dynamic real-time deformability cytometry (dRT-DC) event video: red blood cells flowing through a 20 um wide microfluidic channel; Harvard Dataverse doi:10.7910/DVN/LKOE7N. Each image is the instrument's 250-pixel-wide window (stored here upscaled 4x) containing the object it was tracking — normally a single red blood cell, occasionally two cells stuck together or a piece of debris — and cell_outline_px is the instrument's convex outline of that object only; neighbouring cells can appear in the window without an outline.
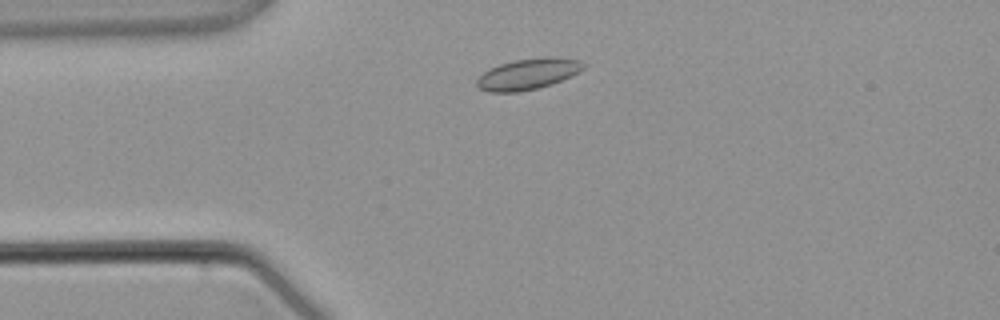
{"species": "common noctule bat (a hibernating species)", "species_latin": "Nyctalus noctula", "temperature_condition": "warm", "stored_images_in_passage": 1, "camera_frame_rate_fps": 3000, "um_per_image_px": 0.085, "animal": {"sex": "male", "body_mass_g": 21.5, "forearm_length_mm": 52.0}, "frame": {"image": 1, "passage_image": 1, "time_ms": 0.0, "image_size_px": [1000, 320], "cell_outline_px": [[584, 68], [552, 84], [536, 88], [516, 92], [488, 92], [480, 88], [476, 84], [476, 80], [484, 72], [500, 64], [516, 60], [544, 56], [556, 56], [580, 60], [584, 64]], "centroid_in_image_um": [44.87, 6.28], "position_along_channel_um": 40.1, "area_um2": 18.96}}